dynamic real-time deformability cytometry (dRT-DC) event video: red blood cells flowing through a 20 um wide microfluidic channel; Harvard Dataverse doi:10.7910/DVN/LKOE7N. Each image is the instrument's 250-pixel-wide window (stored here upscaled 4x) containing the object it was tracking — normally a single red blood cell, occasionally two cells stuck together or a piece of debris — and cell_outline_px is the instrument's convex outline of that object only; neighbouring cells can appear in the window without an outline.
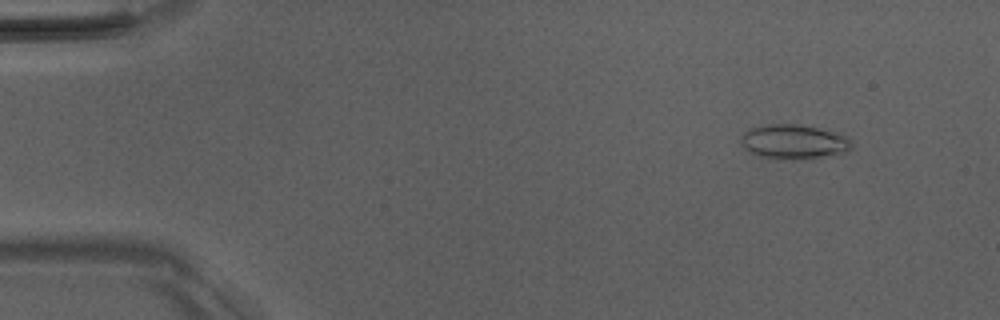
{"species": "Egyptian fruit bat (a non-hibernating species)", "species_latin": "Rousettus aegyptiacus", "temperature_condition": "room temperature", "stored_images_in_passage": 4, "camera_frame_rate_fps": 3000, "um_per_image_px": 0.085, "animal": {"sex": "male"}, "frame": {"image": 1, "passage_image": 2, "time_ms": 1.333, "image_size_px": [1000, 320], "cell_outline_px": [[852, 148], [848, 152], [832, 156], [784, 160], [760, 156], [744, 148], [740, 144], [740, 140], [744, 132], [752, 128], [768, 124], [796, 124], [836, 132], [848, 136], [852, 140]], "centroid_in_image_um": [67.53, 12.06], "position_along_channel_um": 17.5, "area_um2": 22.43}}